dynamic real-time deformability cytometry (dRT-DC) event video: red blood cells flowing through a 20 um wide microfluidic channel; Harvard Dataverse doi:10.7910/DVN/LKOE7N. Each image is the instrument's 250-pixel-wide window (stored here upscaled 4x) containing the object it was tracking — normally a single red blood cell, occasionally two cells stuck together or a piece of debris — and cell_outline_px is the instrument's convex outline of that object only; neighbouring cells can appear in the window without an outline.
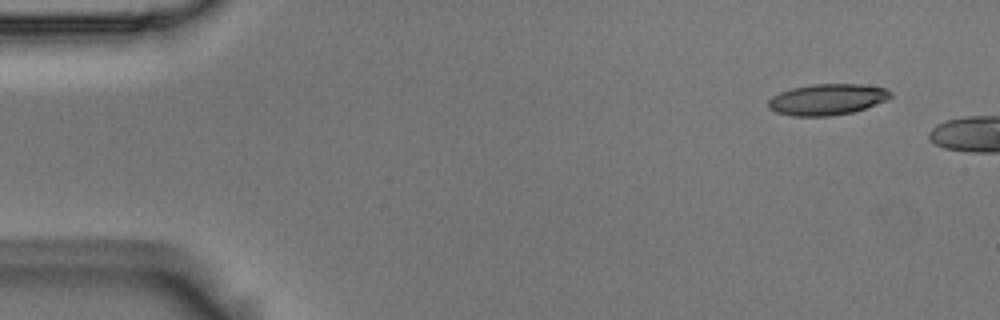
{"species": "Egyptian fruit bat (a non-hibernating species)", "species_latin": "Rousettus aegyptiacus", "temperature_condition": "room temperature", "stored_images_in_passage": 2, "camera_frame_rate_fps": 3000, "um_per_image_px": 0.085, "animal": {"sex": "male"}, "frame": {"image": 1, "passage_image": 1, "time_ms": 0.0, "image_size_px": [1000, 320], "cell_outline_px": [[892, 96], [888, 100], [852, 112], [828, 116], [792, 116], [776, 112], [768, 108], [768, 100], [772, 96], [780, 92], [792, 88], [812, 84], [860, 84], [884, 88], [892, 92]], "centroid_in_image_um": [70.3, 8.45], "position_along_channel_um": 14.7, "area_um2": 22.14}}